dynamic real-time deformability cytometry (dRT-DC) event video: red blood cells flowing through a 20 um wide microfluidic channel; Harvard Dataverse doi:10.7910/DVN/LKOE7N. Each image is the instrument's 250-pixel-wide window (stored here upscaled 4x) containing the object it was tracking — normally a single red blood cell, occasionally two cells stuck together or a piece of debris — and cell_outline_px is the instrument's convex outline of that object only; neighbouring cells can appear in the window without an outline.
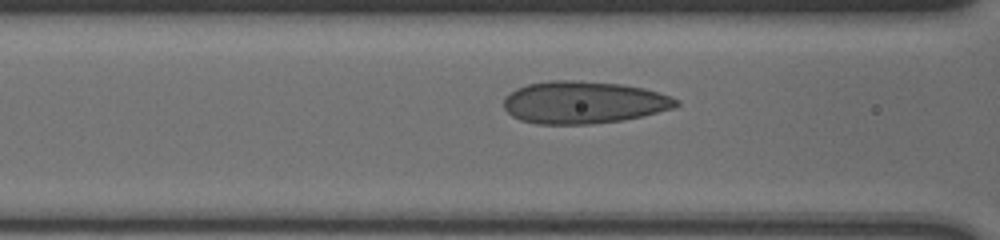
{"species": "human", "species_latin": "Homo sapiens", "temperature_condition": "cold", "stored_images_in_passage": 15, "camera_frame_rate_fps": 3000, "um_per_image_px": 0.085, "donor": {"sex": "male"}, "frame": {"image": 1, "passage_image": 9, "time_ms": 2.667, "image_size_px": [1000, 240], "cell_outline_px": [[680, 104], [672, 108], [624, 120], [592, 124], [536, 124], [520, 120], [512, 116], [504, 108], [504, 96], [516, 88], [528, 84], [548, 80], [576, 80], [620, 84], [644, 88], [672, 96], [680, 100]], "centroid_in_image_um": [49.58, 8.7], "position_along_channel_um": 117.0, "area_um2": 42.71}}
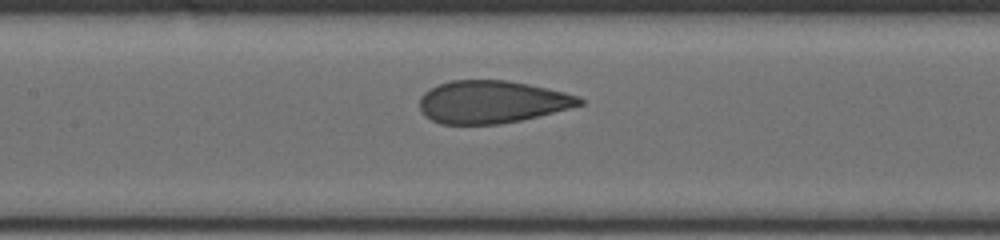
{"frame": {"image": 2, "passage_image": 13, "time_ms": 4.0, "image_size_px": [1000, 240], "cell_outline_px": [[584, 104], [520, 120], [500, 124], [440, 124], [424, 116], [420, 112], [420, 96], [424, 92], [440, 84], [452, 80], [508, 80], [528, 84], [564, 92], [580, 96], [584, 100]], "centroid_in_image_um": [41.78, 8.66], "position_along_channel_um": 165.6, "area_um2": 39.54}}